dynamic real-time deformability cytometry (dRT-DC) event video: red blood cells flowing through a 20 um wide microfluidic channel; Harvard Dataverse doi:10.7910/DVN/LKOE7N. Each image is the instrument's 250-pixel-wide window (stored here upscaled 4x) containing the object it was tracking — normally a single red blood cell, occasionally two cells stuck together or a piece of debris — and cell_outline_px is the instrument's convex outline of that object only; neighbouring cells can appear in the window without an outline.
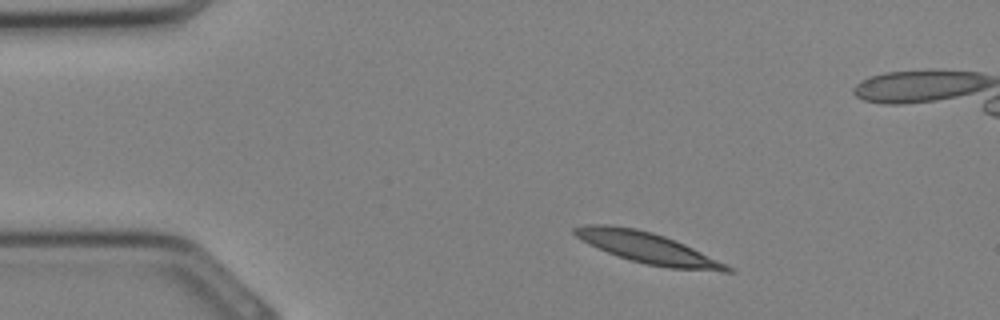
{"species": "Egyptian fruit bat (a non-hibernating species)", "species_latin": "Rousettus aegyptiacus", "temperature_condition": "cold", "stored_images_in_passage": 3, "camera_frame_rate_fps": 3000, "um_per_image_px": 0.085, "animal": {"sex": "female"}, "frame": {"image": 1, "passage_image": 1, "time_ms": 0.0, "image_size_px": [1000, 320], "cell_outline_px": [[736, 272], [720, 272], [668, 268], [644, 264], [628, 260], [588, 244], [580, 240], [572, 232], [572, 228], [584, 224], [608, 224], [636, 228], [652, 232], [664, 236], [684, 244], [736, 268]], "centroid_in_image_um": [55.07, 21.08], "position_along_channel_um": 29.9, "area_um2": 27.86}}